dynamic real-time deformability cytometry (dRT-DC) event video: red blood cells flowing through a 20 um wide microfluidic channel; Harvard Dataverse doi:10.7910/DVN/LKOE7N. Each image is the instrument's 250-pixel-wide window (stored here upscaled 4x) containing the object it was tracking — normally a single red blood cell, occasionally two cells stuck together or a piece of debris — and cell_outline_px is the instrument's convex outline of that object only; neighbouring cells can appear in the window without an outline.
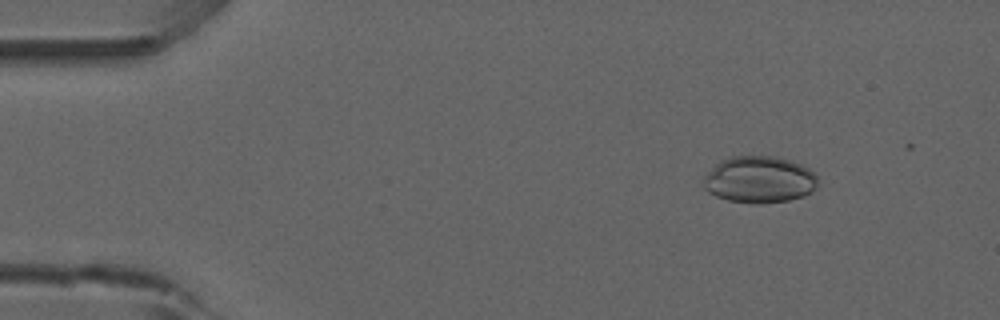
{"species": "common noctule bat (a hibernating species)", "species_latin": "Nyctalus noctula", "temperature_condition": "room temperature", "stored_images_in_passage": 11, "camera_frame_rate_fps": 3000, "um_per_image_px": 0.085, "animal": {"sex": "male", "forearm_length_mm": 52.5}, "frame": {"image": 1, "passage_image": 2, "time_ms": 0.333, "image_size_px": [1000, 320], "cell_outline_px": [[816, 184], [812, 192], [804, 196], [788, 200], [760, 204], [752, 204], [728, 200], [716, 196], [708, 192], [704, 188], [704, 176], [720, 160], [732, 156], [776, 156], [800, 164], [808, 168], [816, 176]], "centroid_in_image_um": [64.52, 15.27], "position_along_channel_um": 20.5, "area_um2": 31.1}}